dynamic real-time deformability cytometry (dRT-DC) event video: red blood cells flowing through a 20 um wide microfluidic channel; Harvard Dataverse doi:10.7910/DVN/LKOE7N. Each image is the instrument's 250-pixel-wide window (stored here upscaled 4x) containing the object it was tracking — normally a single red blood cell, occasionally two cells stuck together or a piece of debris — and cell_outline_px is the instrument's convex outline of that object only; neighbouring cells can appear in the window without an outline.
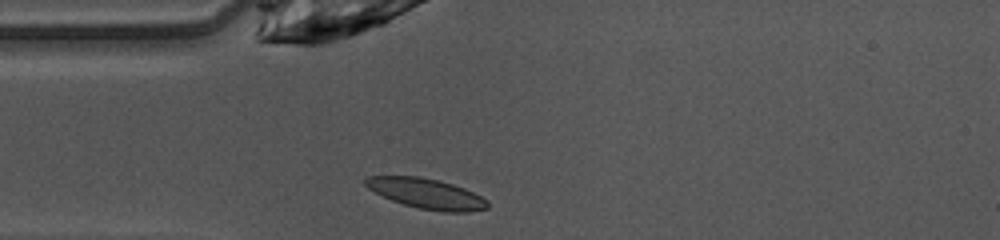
{"species": "common noctule bat (a hibernating species)", "species_latin": "Nyctalus noctula", "temperature_condition": "warm", "stored_images_in_passage": 37, "camera_frame_rate_fps": 3000, "um_per_image_px": 0.085, "animal": {"sex": "female", "body_mass_g": 10.0, "forearm_length_mm": 53.1}, "frame": {"image": 1, "passage_image": 1, "time_ms": 0.0, "image_size_px": [1000, 240], "cell_outline_px": [[488, 208], [468, 212], [444, 212], [420, 208], [404, 204], [392, 200], [368, 188], [364, 184], [364, 180], [368, 176], [420, 176], [452, 184], [464, 188], [488, 200]], "centroid_in_image_um": [36.26, 16.45], "position_along_channel_um": 48.7, "area_um2": 21.21}}
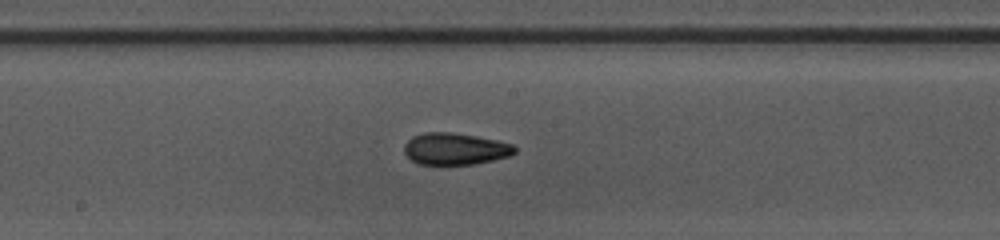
{"frame": {"image": 2, "passage_image": 13, "time_ms": 4.0, "image_size_px": [1000, 240], "cell_outline_px": [[516, 152], [508, 156], [476, 164], [420, 164], [412, 160], [404, 152], [404, 144], [412, 136], [424, 132], [448, 132], [476, 136], [496, 140], [512, 144], [516, 148]], "centroid_in_image_um": [38.67, 12.65], "position_along_channel_um": 209.5, "area_um2": 20.35}}
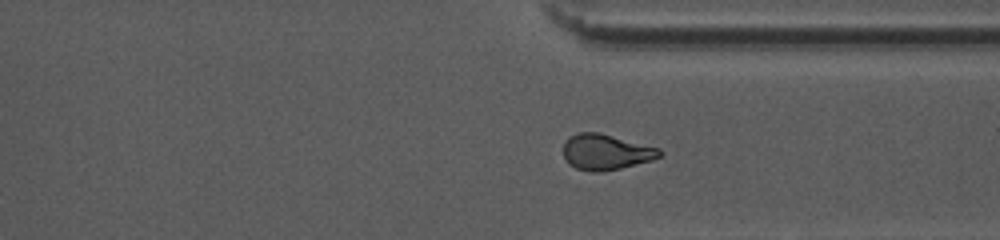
{"frame": {"image": 3, "passage_image": 24, "time_ms": 7.667, "image_size_px": [1000, 240], "cell_outline_px": [[664, 152], [660, 156], [652, 160], [620, 168], [600, 172], [592, 172], [576, 168], [568, 164], [564, 156], [564, 144], [572, 136], [580, 132], [600, 132], [660, 148]], "centroid_in_image_um": [51.53, 12.92], "position_along_channel_um": 359.9, "area_um2": 19.94}, "authors_computed_cell_mechanics": {"area_um2": 20.4612, "velocity_mm_per_s": 4.1111, "shape_relaxation_time_tau1_ms": 5.9577, "shape_relaxation_time_tau2_ms": 1.393, "deformation_change_tau1": 0.1709, "deformation_change_tau2": 0.0683}}